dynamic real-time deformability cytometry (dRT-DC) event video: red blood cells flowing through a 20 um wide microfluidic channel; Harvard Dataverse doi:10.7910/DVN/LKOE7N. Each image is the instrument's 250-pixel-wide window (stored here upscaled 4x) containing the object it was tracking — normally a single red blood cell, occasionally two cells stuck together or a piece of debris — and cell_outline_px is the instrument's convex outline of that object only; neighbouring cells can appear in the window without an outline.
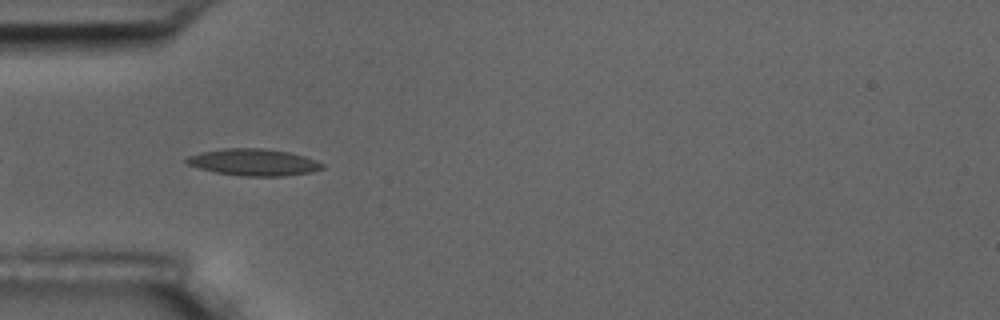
{"species": "common noctule bat (a hibernating species)", "species_latin": "Nyctalus noctula", "temperature_condition": "room temperature", "stored_images_in_passage": 6, "camera_frame_rate_fps": 3000, "um_per_image_px": 0.085, "animal": {"sex": "male", "body_mass_g": 17.5, "forearm_length_mm": 52.3}, "frame": {"image": 1, "passage_image": 5, "time_ms": 4.667, "image_size_px": [1000, 320], "cell_outline_px": [[324, 168], [312, 172], [284, 176], [244, 176], [216, 172], [200, 168], [188, 164], [184, 160], [188, 156], [200, 152], [224, 148], [264, 148], [288, 152], [304, 156], [316, 160], [324, 164]], "centroid_in_image_um": [21.58, 13.79], "position_along_channel_um": 63.4, "area_um2": 21.15}}